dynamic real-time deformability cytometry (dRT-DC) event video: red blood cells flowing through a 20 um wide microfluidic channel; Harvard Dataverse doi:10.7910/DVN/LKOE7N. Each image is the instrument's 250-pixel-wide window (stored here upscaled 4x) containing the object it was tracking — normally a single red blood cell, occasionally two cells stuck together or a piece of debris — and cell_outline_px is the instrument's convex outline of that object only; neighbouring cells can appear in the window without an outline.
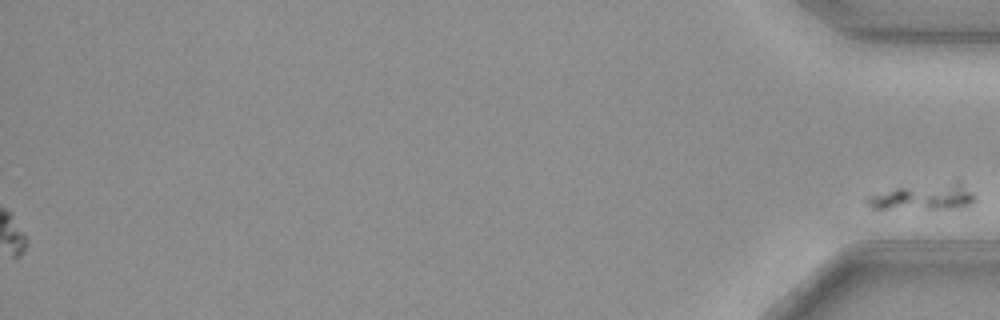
{"species": "common noctule bat (a hibernating species)", "species_latin": "Nyctalus noctula", "temperature_condition": "cold", "stored_images_in_passage": 46, "segment_of_instrument_passage": [2, 2], "camera_frame_rate_fps": 3000, "um_per_image_px": 0.085, "animal": {"sex": "female", "body_mass_g": 29.2, "forearm_length_mm": 56.3}, "frame": {"image": 1, "passage_image": 46, "time_ms": 15.0, "image_size_px": [1000, 320], "cell_outline_px": [[976, 200], [968, 208], [960, 212], [872, 208], [864, 200], [864, 196], [896, 188], [960, 176], [976, 196]], "centroid_in_image_um": [78.73, 16.72], "position_along_channel_um": 356.5, "area_um2": 19.19}}